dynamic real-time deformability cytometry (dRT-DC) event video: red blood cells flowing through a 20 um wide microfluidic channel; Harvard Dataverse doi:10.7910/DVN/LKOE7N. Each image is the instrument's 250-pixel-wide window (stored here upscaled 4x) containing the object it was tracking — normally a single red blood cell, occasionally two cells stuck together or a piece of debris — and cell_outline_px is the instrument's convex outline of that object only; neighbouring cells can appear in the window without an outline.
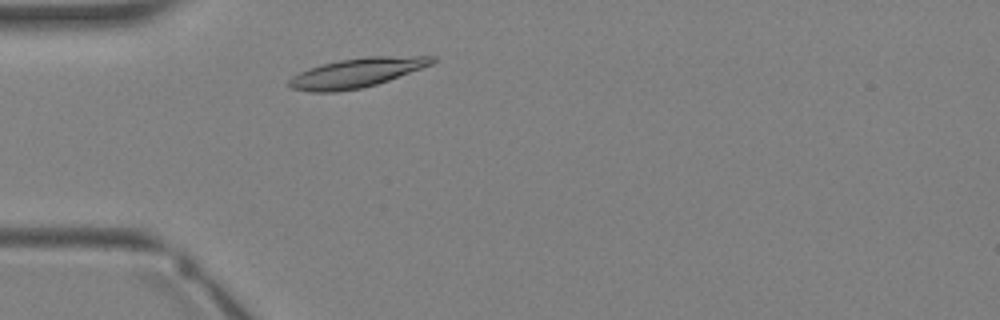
{"species": "Egyptian fruit bat (a non-hibernating species)", "species_latin": "Rousettus aegyptiacus", "temperature_condition": "warm", "stored_images_in_passage": 1, "camera_frame_rate_fps": 3000, "um_per_image_px": 0.085, "animal": {"sex": "female"}, "frame": {"image": 1, "passage_image": 1, "time_ms": 0.0, "image_size_px": [1000, 320], "cell_outline_px": [[436, 60], [432, 64], [388, 80], [376, 84], [360, 88], [336, 92], [312, 92], [292, 88], [288, 84], [288, 80], [292, 76], [308, 68], [340, 60], [364, 56], [436, 56]], "centroid_in_image_um": [30.3, 6.18], "position_along_channel_um": 54.7, "area_um2": 24.22}}